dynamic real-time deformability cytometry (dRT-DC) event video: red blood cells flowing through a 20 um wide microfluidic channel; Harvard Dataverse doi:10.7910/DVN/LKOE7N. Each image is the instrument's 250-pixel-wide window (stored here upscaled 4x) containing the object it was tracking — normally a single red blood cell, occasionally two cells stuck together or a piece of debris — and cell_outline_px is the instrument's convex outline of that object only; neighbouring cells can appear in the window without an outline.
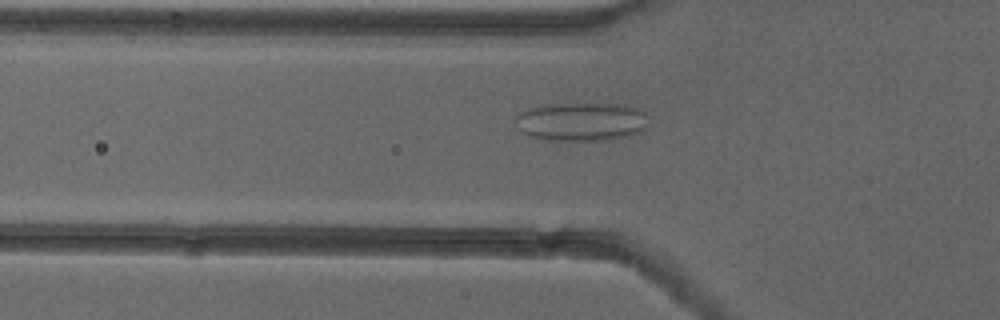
{"species": "common noctule bat (a hibernating species)", "species_latin": "Nyctalus noctula", "temperature_condition": "cold", "stored_images_in_passage": 47, "camera_frame_rate_fps": 3000, "um_per_image_px": 0.085, "animal": {"sex": "female"}, "frame": {"image": 1, "passage_image": 12, "time_ms": 3.667, "image_size_px": [1000, 320], "cell_outline_px": [[648, 128], [644, 132], [628, 136], [608, 140], [544, 140], [528, 136], [512, 120], [512, 116], [528, 108], [540, 104], [624, 104], [640, 108], [644, 112], [648, 124]], "centroid_in_image_um": [49.41, 10.34], "position_along_channel_um": 76.4, "area_um2": 30.58}}
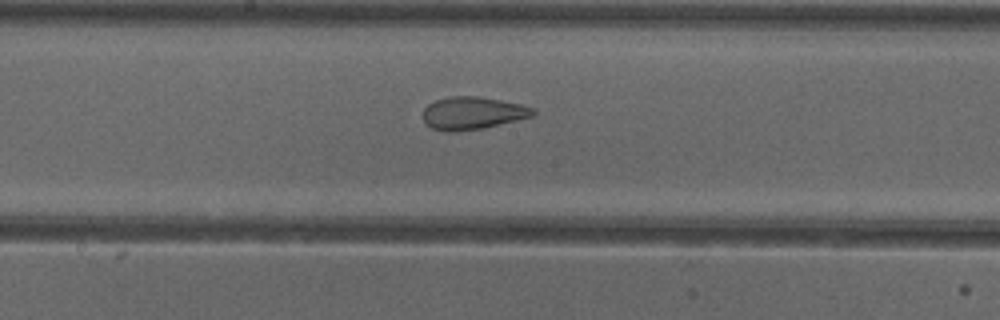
{"frame": {"image": 2, "passage_image": 22, "time_ms": 7.0, "image_size_px": [1000, 320], "cell_outline_px": [[536, 116], [484, 128], [452, 132], [448, 132], [432, 128], [424, 120], [424, 108], [428, 104], [436, 100], [448, 96], [480, 96], [520, 104], [536, 108]], "centroid_in_image_um": [40.23, 9.61], "position_along_channel_um": 208.0, "area_um2": 21.1}}
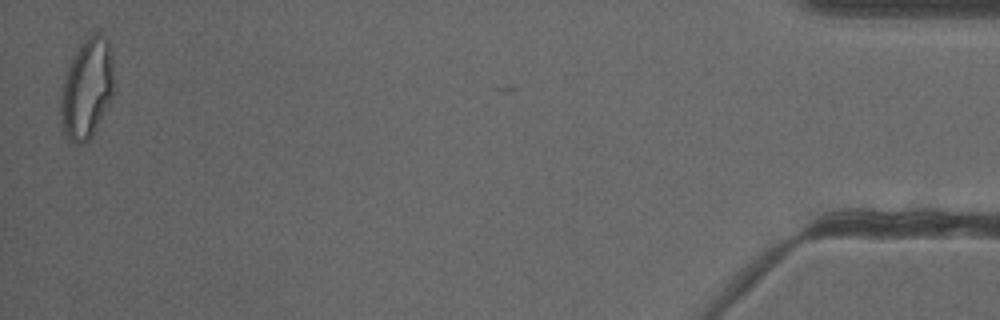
{"frame": {"image": 3, "passage_image": 46, "time_ms": 15.0, "image_size_px": [1000, 320], "cell_outline_px": [[112, 96], [92, 136], [88, 140], [80, 144], [72, 144], [64, 132], [60, 116], [60, 96], [64, 80], [72, 60], [80, 44], [88, 36], [96, 32], [100, 32], [108, 40], [112, 68]], "centroid_in_image_um": [7.36, 7.56], "position_along_channel_um": 427.8, "area_um2": 30.4}, "authors_computed_cell_mechanics": {"area_um2": 24.9696, "velocity_mm_per_s": 3.9149, "shape_relaxation_time_tau1_ms": null, "shape_relaxation_time_tau2_ms": 1.2493, "deformation_change_tau1": null, "deformation_change_tau2": 0.0892}}